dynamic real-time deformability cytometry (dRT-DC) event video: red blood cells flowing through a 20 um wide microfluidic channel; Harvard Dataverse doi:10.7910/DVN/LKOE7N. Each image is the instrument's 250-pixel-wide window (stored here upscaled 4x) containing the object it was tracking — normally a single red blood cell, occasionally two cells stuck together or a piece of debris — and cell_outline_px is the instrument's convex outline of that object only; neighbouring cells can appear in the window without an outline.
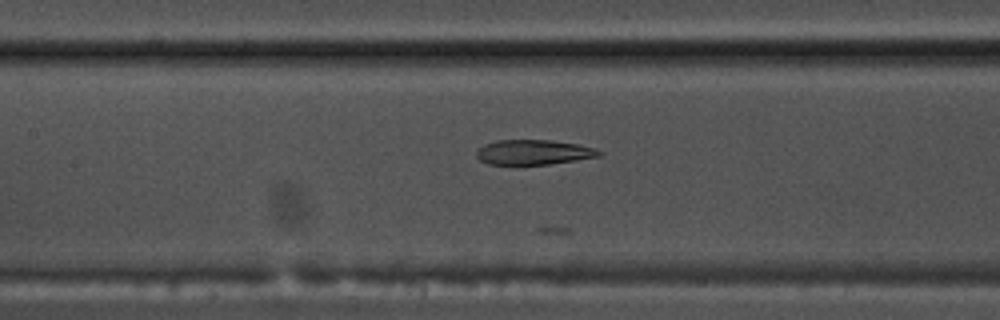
{"species": "common noctule bat (a hibernating species)", "species_latin": "Nyctalus noctula", "temperature_condition": "warm", "stored_images_in_passage": 16, "camera_frame_rate_fps": 3000, "um_per_image_px": 0.085, "animal": {"sex": "male", "body_mass_g": 17.5, "forearm_length_mm": 52.3}, "frame": {"image": 1, "passage_image": 9, "time_ms": 2.667, "image_size_px": [1000, 320], "cell_outline_px": [[604, 152], [600, 156], [576, 160], [548, 164], [516, 168], [488, 164], [480, 160], [476, 156], [476, 152], [484, 144], [496, 140], [552, 140], [576, 144], [596, 148]], "centroid_in_image_um": [45.3, 12.98], "position_along_channel_um": 162.1, "area_um2": 18.61}}